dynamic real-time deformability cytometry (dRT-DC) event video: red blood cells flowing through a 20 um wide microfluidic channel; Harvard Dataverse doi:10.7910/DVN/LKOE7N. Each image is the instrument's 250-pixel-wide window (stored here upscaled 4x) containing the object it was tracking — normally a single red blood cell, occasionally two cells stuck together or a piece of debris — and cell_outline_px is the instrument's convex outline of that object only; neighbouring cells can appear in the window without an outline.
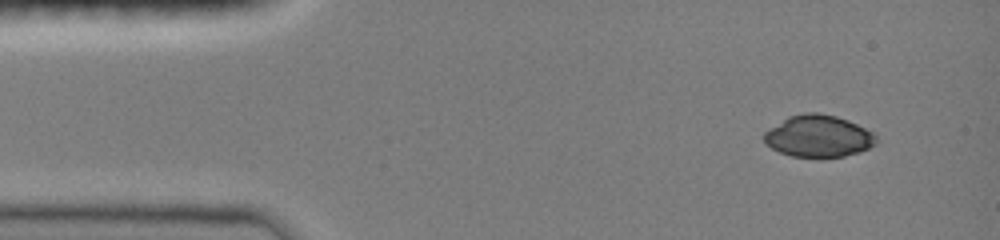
{"species": "common noctule bat (a hibernating species)", "species_latin": "Nyctalus noctula", "temperature_condition": "room temperature", "stored_images_in_passage": 11, "camera_frame_rate_fps": 3000, "um_per_image_px": 0.085, "animal": {"sex": "female", "body_mass_g": 19.0, "forearm_length_mm": 51.5}, "frame": {"image": 1, "passage_image": 1, "time_ms": 0.0, "image_size_px": [1000, 240], "cell_outline_px": [[876, 144], [860, 152], [844, 156], [792, 156], [780, 152], [772, 148], [764, 140], [764, 132], [788, 116], [804, 112], [820, 112], [836, 116], [848, 120], [872, 132], [876, 136]], "centroid_in_image_um": [69.57, 11.55], "position_along_channel_um": 15.4, "area_um2": 27.11}}